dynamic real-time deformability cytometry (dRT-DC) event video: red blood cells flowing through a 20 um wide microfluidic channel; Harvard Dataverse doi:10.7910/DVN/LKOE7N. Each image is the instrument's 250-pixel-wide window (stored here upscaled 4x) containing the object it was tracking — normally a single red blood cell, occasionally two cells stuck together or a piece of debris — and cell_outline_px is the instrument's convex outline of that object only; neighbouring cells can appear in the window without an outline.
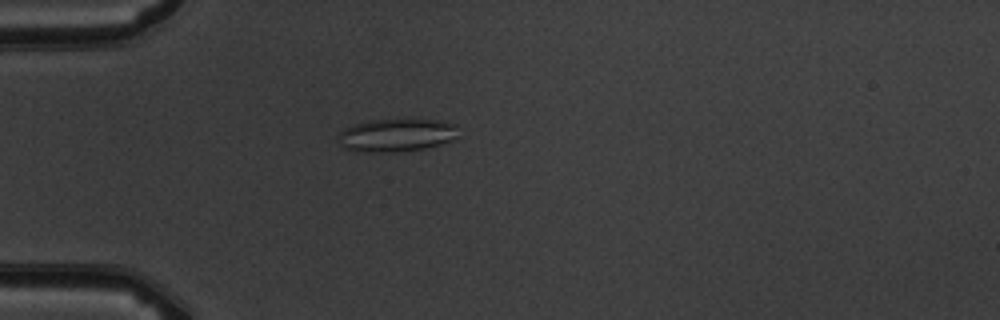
{"species": "common noctule bat (a hibernating species)", "species_latin": "Nyctalus noctula", "temperature_condition": "warm", "stored_images_in_passage": 1, "camera_frame_rate_fps": 3000, "um_per_image_px": 0.085, "animal": {"sex": "male", "body_mass_g": 19.5, "forearm_length_mm": 54.6}, "frame": {"image": 1, "passage_image": 1, "time_ms": 0.0, "image_size_px": [1000, 320], "cell_outline_px": [[460, 136], [452, 140], [440, 144], [424, 148], [396, 152], [352, 152], [344, 148], [340, 144], [336, 136], [344, 128], [356, 124], [372, 120], [436, 120], [456, 124]], "centroid_in_image_um": [33.68, 11.51], "position_along_channel_um": 51.3, "area_um2": 23.24}}